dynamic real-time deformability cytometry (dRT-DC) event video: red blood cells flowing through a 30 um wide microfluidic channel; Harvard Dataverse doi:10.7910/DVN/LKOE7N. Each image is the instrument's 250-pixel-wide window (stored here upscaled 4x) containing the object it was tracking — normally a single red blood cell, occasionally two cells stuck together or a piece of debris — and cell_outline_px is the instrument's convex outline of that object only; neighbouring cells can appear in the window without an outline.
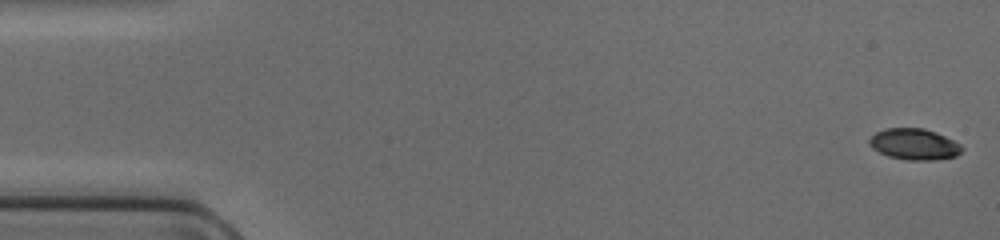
{"species": "common noctule bat (a hibernating species)", "species_latin": "Nyctalus noctula", "temperature_condition": "cold", "stored_images_in_passage": 48, "camera_frame_rate_fps": 3000, "um_per_image_px": 0.085, "animal": {"sex": "female", "body_mass_g": 17.0, "forearm_length_mm": 48.0}, "frame": {"image": 1, "passage_image": 1, "time_ms": 0.0, "image_size_px": [1000, 240], "cell_outline_px": [[964, 148], [956, 156], [936, 160], [908, 160], [888, 156], [872, 148], [868, 144], [868, 140], [876, 132], [884, 128], [924, 128], [936, 132], [960, 144]], "centroid_in_image_um": [77.7, 12.26], "position_along_channel_um": 7.3, "area_um2": 16.82}}
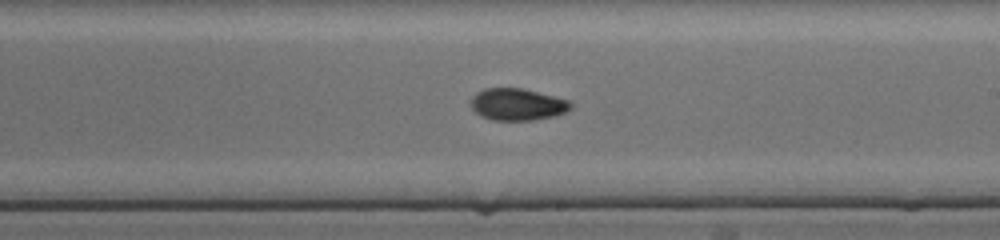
{"frame": {"image": 2, "passage_image": 28, "time_ms": 9.0, "image_size_px": [1000, 240], "cell_outline_px": [[572, 108], [556, 116], [532, 120], [492, 120], [480, 116], [468, 104], [472, 96], [476, 92], [484, 88], [520, 88], [568, 100], [572, 104]], "centroid_in_image_um": [43.92, 8.88], "position_along_channel_um": 245.1, "area_um2": 18.61}}
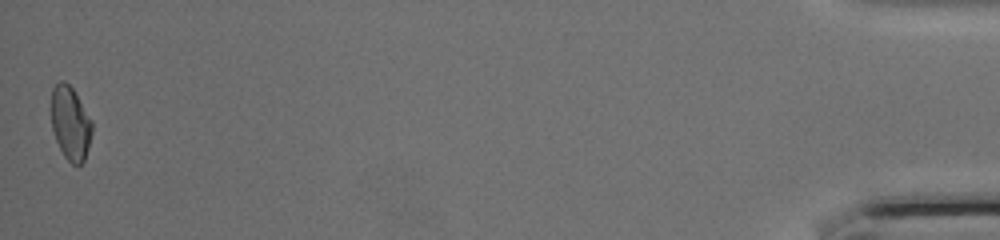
{"frame": {"image": 3, "passage_image": 48, "time_ms": 15.667, "image_size_px": [1000, 240], "cell_outline_px": [[92, 132], [88, 148], [84, 160], [80, 164], [72, 164], [64, 156], [56, 140], [52, 128], [52, 88], [60, 80], [64, 80], [72, 88], [92, 120]], "centroid_in_image_um": [5.99, 10.47], "position_along_channel_um": 429.2, "area_um2": 17.28}}